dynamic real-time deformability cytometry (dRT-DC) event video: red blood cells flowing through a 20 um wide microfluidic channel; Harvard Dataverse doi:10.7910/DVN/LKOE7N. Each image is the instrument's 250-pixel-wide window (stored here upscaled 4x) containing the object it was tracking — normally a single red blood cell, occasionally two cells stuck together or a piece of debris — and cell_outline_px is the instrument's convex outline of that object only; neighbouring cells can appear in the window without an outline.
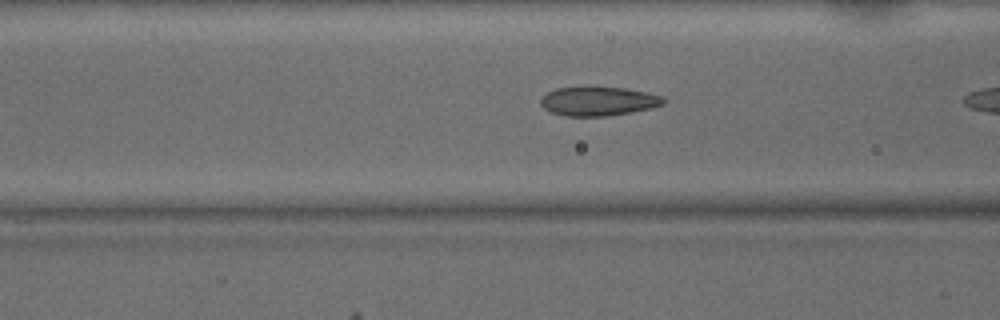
{"species": "common noctule bat (a hibernating species)", "species_latin": "Nyctalus noctula", "temperature_condition": "warm", "stored_images_in_passage": 31, "camera_frame_rate_fps": 3000, "um_per_image_px": 0.085, "animal": {"sex": "male", "body_mass_g": 15.6}, "frame": {"image": 1, "passage_image": 14, "time_ms": 4.333, "image_size_px": [1000, 320], "cell_outline_px": [[664, 104], [652, 108], [632, 112], [608, 116], [564, 116], [552, 112], [544, 108], [540, 104], [540, 100], [548, 92], [556, 88], [624, 88], [644, 92], [660, 96], [664, 100]], "centroid_in_image_um": [50.85, 8.63], "position_along_channel_um": 115.8, "area_um2": 20.35}}
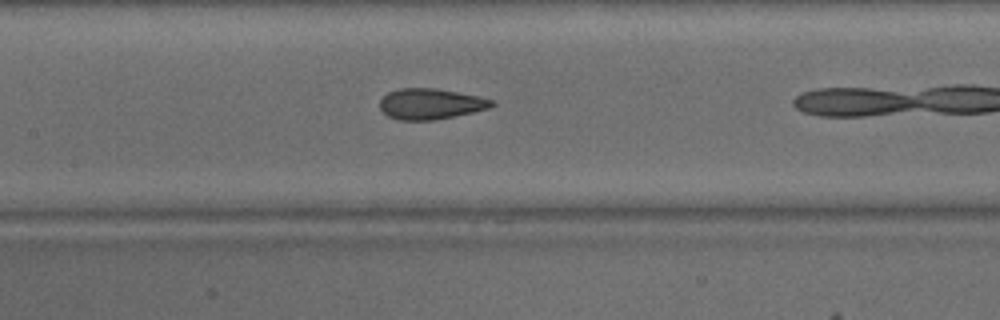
{"frame": {"image": 2, "passage_image": 18, "time_ms": 5.667, "image_size_px": [1000, 320], "cell_outline_px": [[496, 104], [488, 108], [472, 112], [432, 120], [396, 120], [388, 116], [380, 108], [380, 100], [388, 92], [400, 88], [436, 88], [480, 96], [492, 100]], "centroid_in_image_um": [36.58, 8.82], "position_along_channel_um": 170.8, "area_um2": 19.94}}